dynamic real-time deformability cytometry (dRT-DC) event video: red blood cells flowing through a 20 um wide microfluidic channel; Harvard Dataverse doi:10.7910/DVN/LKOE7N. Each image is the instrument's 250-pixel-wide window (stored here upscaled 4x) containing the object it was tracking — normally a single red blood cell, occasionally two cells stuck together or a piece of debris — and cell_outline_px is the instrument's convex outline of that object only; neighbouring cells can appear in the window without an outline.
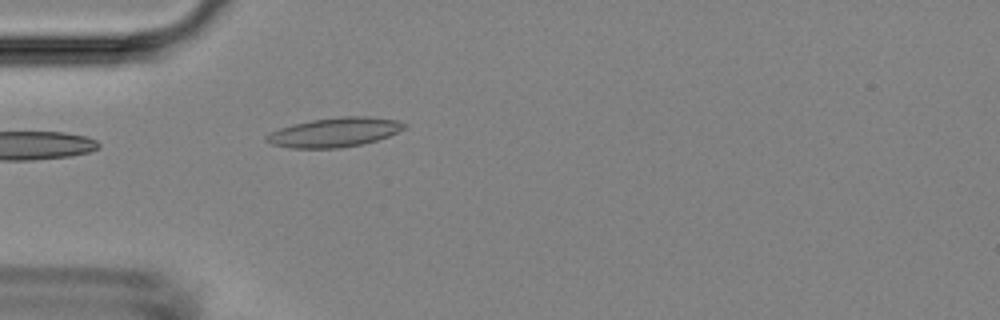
{"species": "Egyptian fruit bat (a non-hibernating species)", "species_latin": "Rousettus aegyptiacus", "temperature_condition": "room temperature", "stored_images_in_passage": 5, "camera_frame_rate_fps": 3000, "um_per_image_px": 0.085, "animal": {"sex": "female"}, "frame": {"image": 1, "passage_image": 5, "time_ms": 4.667, "image_size_px": [1000, 320], "cell_outline_px": [[408, 124], [404, 128], [388, 136], [376, 140], [360, 144], [340, 148], [288, 148], [272, 144], [264, 140], [264, 136], [280, 128], [292, 124], [312, 120], [340, 116], [368, 116], [396, 120]], "centroid_in_image_um": [28.4, 11.24], "position_along_channel_um": 56.6, "area_um2": 23.47}}